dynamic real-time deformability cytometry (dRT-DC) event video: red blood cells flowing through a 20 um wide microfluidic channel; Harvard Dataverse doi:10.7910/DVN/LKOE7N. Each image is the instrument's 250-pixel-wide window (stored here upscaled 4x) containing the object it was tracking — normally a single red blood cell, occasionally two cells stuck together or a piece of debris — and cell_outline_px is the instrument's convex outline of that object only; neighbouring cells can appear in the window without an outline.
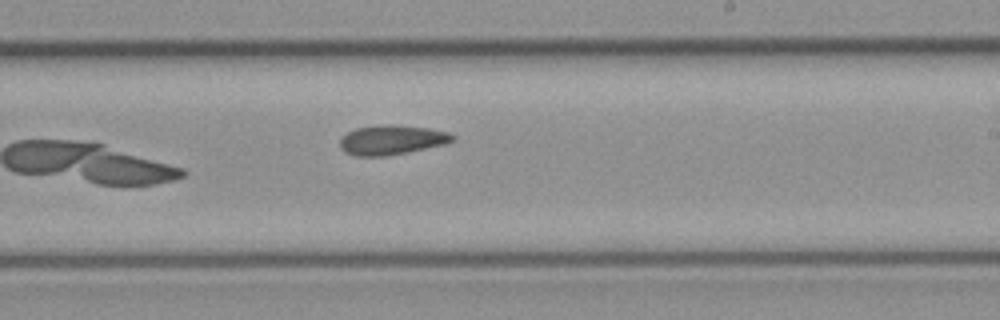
{"species": "common noctule bat (a hibernating species)", "species_latin": "Nyctalus noctula", "temperature_condition": "cold", "stored_images_in_passage": 17, "camera_frame_rate_fps": 3000, "um_per_image_px": 0.085, "animal": {"sex": "female", "body_mass_g": 21.9}, "frame": {"image": 1, "passage_image": 17, "time_ms": 5.333, "image_size_px": [1000, 320], "cell_outline_px": [[456, 140], [444, 144], [408, 152], [384, 156], [356, 156], [344, 152], [340, 148], [340, 140], [348, 132], [356, 128], [380, 124], [392, 124], [428, 128], [448, 132], [456, 136]], "centroid_in_image_um": [33.3, 11.88], "position_along_channel_um": 255.7, "area_um2": 19.48}}